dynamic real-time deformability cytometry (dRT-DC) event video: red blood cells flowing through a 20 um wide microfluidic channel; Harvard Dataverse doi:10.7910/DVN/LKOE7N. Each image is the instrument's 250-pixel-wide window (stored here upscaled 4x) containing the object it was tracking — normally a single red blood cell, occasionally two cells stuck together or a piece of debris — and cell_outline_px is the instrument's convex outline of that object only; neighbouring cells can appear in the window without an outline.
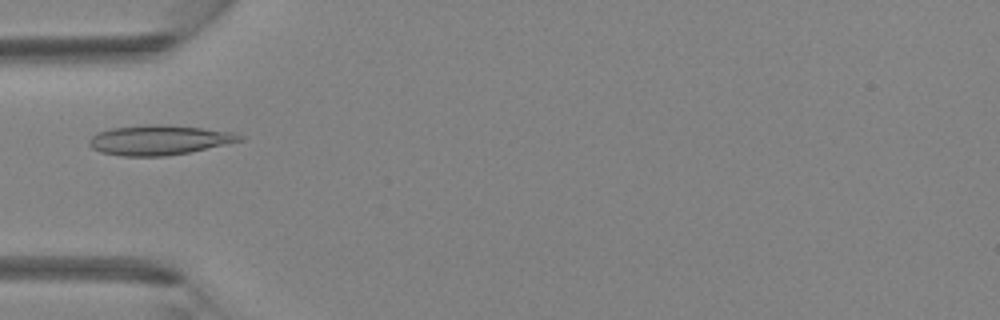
{"species": "Egyptian fruit bat (a non-hibernating species)", "species_latin": "Rousettus aegyptiacus", "temperature_condition": "room temperature", "stored_images_in_passage": 4, "camera_frame_rate_fps": 3000, "um_per_image_px": 0.085, "animal": {"sex": "female"}, "frame": {"image": 1, "passage_image": 4, "time_ms": 1.0, "image_size_px": [1000, 320], "cell_outline_px": [[244, 140], [188, 152], [164, 156], [120, 156], [100, 152], [92, 148], [88, 144], [88, 140], [96, 132], [112, 128], [144, 124], [168, 124], [204, 128], [236, 132], [244, 136]], "centroid_in_image_um": [13.52, 11.88], "position_along_channel_um": 71.5, "area_um2": 26.41}}